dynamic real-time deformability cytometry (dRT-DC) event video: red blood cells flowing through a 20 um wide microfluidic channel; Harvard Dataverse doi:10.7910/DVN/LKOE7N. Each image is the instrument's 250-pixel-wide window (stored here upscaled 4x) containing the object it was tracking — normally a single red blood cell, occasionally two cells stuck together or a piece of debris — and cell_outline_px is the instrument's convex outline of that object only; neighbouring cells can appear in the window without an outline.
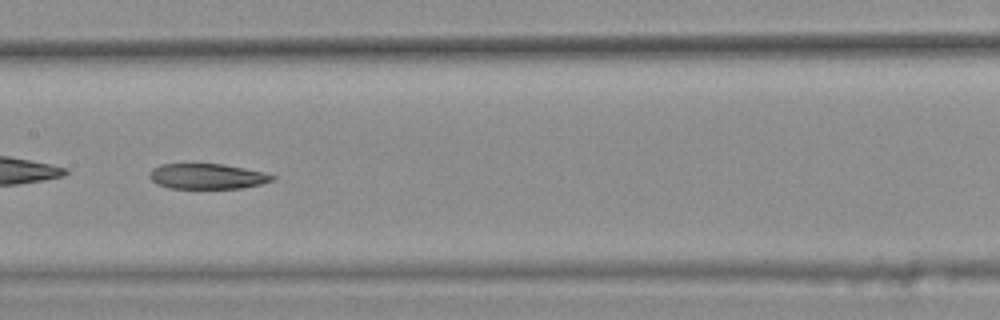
{"species": "common noctule bat (a hibernating species)", "species_latin": "Nyctalus noctula", "temperature_condition": "warm", "stored_images_in_passage": 34, "camera_frame_rate_fps": 3000, "um_per_image_px": 0.085, "animal": {"sex": "female", "body_mass_g": 25.1}, "frame": {"image": 1, "passage_image": 15, "time_ms": 4.667, "image_size_px": [1000, 320], "cell_outline_px": [[276, 180], [260, 184], [240, 188], [168, 188], [156, 184], [148, 176], [148, 172], [152, 168], [160, 164], [224, 164], [264, 172], [276, 176]], "centroid_in_image_um": [17.59, 14.98], "position_along_channel_um": 189.8, "area_um2": 18.26}}
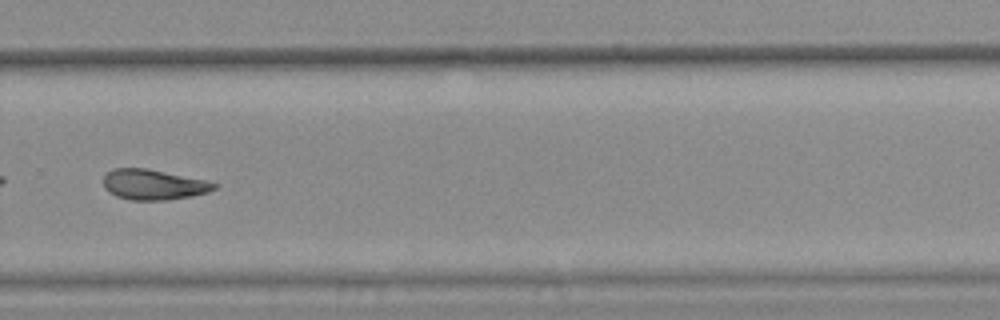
{"frame": {"image": 2, "passage_image": 25, "time_ms": 8.0, "image_size_px": [1000, 320], "cell_outline_px": [[220, 184], [216, 188], [208, 192], [192, 196], [164, 200], [132, 200], [116, 196], [108, 192], [104, 188], [104, 176], [112, 168], [148, 168], [208, 180]], "centroid_in_image_um": [13.07, 15.68], "position_along_channel_um": 316.7, "area_um2": 19.83}, "authors_computed_cell_mechanics": {"area_um2": 19.9121, "velocity_mm_per_s": 3.817, "shape_relaxation_time_tau1_ms": null, "shape_relaxation_time_tau2_ms": 10.124, "deformation_change_tau1": null, "deformation_change_tau2": 0.2003}}